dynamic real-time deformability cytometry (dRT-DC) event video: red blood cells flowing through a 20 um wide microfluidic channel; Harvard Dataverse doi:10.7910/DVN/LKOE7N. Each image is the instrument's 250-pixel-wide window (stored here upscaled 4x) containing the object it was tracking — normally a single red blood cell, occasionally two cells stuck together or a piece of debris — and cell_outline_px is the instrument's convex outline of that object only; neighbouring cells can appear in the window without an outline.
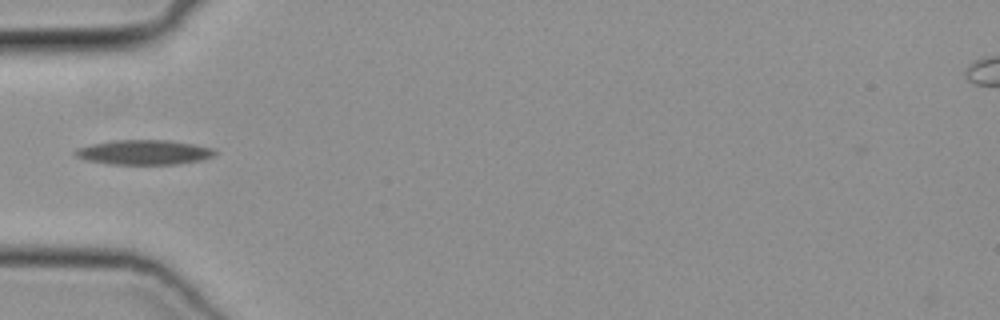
{"species": "common noctule bat (a hibernating species)", "species_latin": "Nyctalus noctula", "temperature_condition": "cold", "stored_images_in_passage": 34, "camera_frame_rate_fps": 3000, "um_per_image_px": 0.085, "animal": {"sex": "female", "body_mass_g": 19.3, "forearm_length_mm": 54.1}, "frame": {"image": 1, "passage_image": 1, "time_ms": 0.0, "image_size_px": [1000, 320], "cell_outline_px": [[216, 156], [204, 160], [176, 164], [108, 164], [88, 160], [76, 156], [72, 152], [76, 148], [92, 144], [112, 140], [168, 140], [192, 144], [212, 148], [216, 152]], "centroid_in_image_um": [12.25, 12.95], "position_along_channel_um": 72.8, "area_um2": 20.17}}
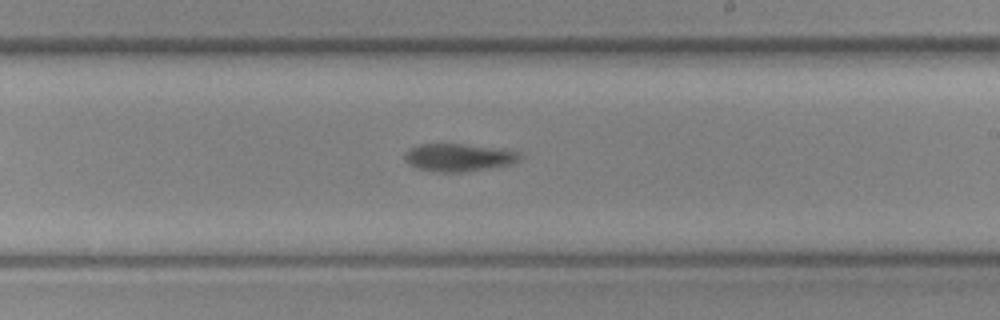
{"frame": {"image": 2, "passage_image": 14, "time_ms": 4.333, "image_size_px": [1000, 320], "cell_outline_px": [[520, 160], [512, 164], [460, 172], [432, 172], [416, 168], [408, 164], [404, 160], [404, 152], [408, 148], [420, 144], [460, 144], [520, 152]], "centroid_in_image_um": [38.88, 13.39], "position_along_channel_um": 250.1, "area_um2": 18.44}}
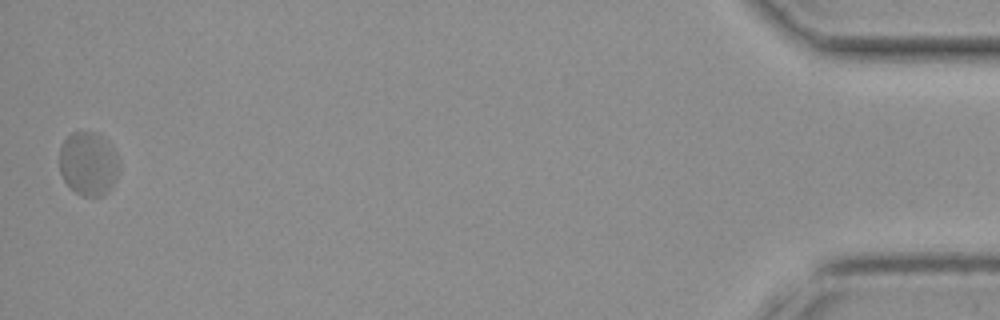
{"frame": {"image": 3, "passage_image": 34, "time_ms": 11.0, "image_size_px": [1000, 320], "cell_outline_px": [[120, 168], [112, 184], [104, 196], [84, 196], [76, 192], [64, 180], [60, 172], [60, 144], [72, 132], [96, 132], [104, 136], [112, 148], [116, 156]], "centroid_in_image_um": [7.5, 13.89], "position_along_channel_um": 427.7, "area_um2": 22.02}}